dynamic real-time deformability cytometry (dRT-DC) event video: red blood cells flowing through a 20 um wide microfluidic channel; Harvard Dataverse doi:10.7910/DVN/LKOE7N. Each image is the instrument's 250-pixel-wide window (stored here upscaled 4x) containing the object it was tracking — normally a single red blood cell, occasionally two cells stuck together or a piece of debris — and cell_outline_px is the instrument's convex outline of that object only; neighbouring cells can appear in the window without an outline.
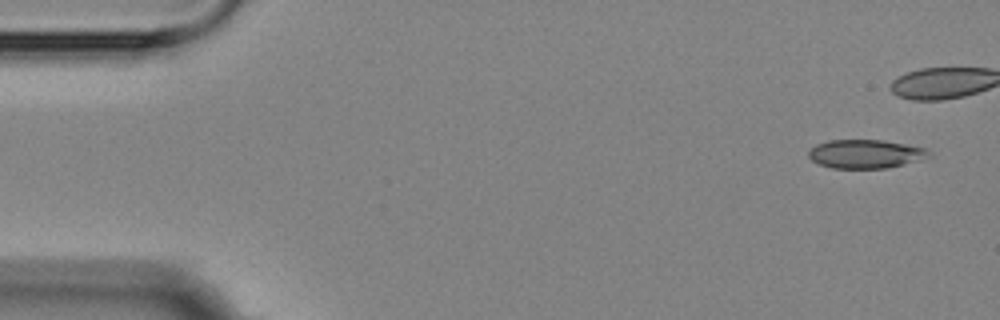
{"species": "Egyptian fruit bat (a non-hibernating species)", "species_latin": "Rousettus aegyptiacus", "temperature_condition": "room temperature", "stored_images_in_passage": 10, "camera_frame_rate_fps": 3000, "um_per_image_px": 0.085, "animal": {"sex": "female"}, "frame": {"image": 1, "passage_image": 1, "time_ms": 0.0, "image_size_px": [1000, 320], "cell_outline_px": [[932, 156], [920, 160], [904, 164], [884, 168], [832, 168], [820, 164], [812, 160], [808, 156], [808, 152], [816, 144], [828, 140], [884, 140], [928, 148], [932, 152]], "centroid_in_image_um": [73.62, 13.07], "position_along_channel_um": 11.4, "area_um2": 20.23}}
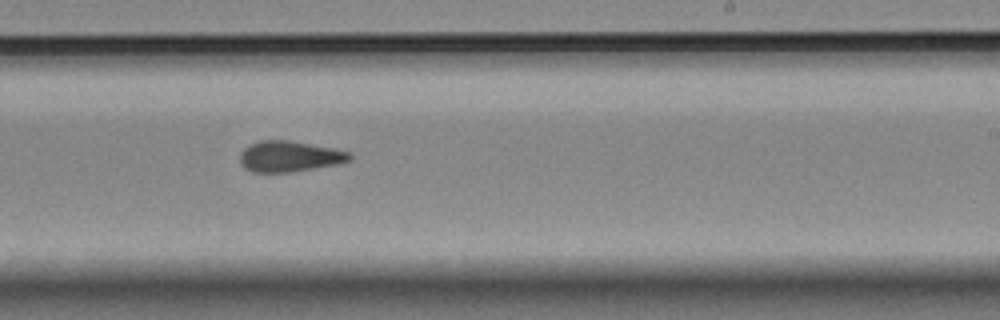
{"frame": {"image": 2, "passage_image": 10, "time_ms": 14.0, "image_size_px": [1000, 320], "cell_outline_px": [[352, 160], [336, 164], [292, 172], [252, 172], [244, 168], [240, 164], [240, 152], [244, 148], [260, 140], [288, 140], [332, 148], [348, 152], [352, 156]], "centroid_in_image_um": [24.57, 13.3], "position_along_channel_um": 264.4, "area_um2": 19.59}}